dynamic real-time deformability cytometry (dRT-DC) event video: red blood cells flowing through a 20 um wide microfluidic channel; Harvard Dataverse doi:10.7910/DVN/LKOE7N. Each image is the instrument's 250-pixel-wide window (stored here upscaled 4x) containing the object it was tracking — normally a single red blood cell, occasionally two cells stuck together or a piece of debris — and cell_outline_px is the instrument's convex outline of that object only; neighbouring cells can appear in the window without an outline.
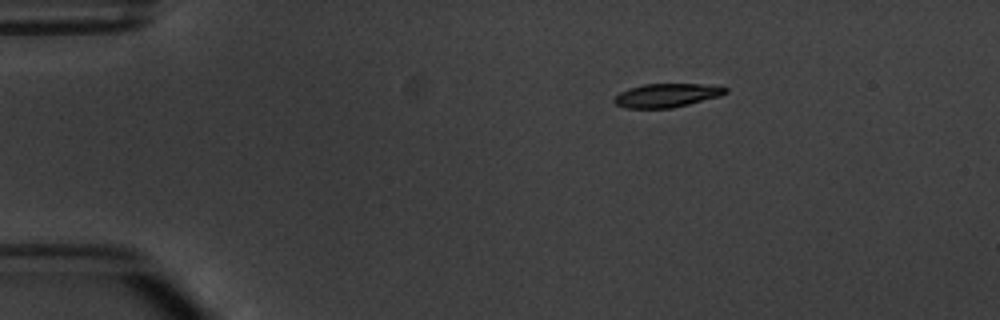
{"species": "common noctule bat (a hibernating species)", "species_latin": "Nyctalus noctula", "temperature_condition": "warm", "stored_images_in_passage": 5, "camera_frame_rate_fps": 3000, "um_per_image_px": 0.085, "animal": {"sex": "male", "body_mass_g": 20.1, "forearm_length_mm": 53.5}, "frame": {"image": 1, "passage_image": 5, "time_ms": 5.667, "image_size_px": [1000, 320], "cell_outline_px": [[728, 92], [720, 96], [672, 108], [624, 108], [616, 104], [612, 100], [620, 92], [628, 88], [644, 84], [700, 84], [728, 88]], "centroid_in_image_um": [56.64, 8.11], "position_along_channel_um": 28.4, "area_um2": 15.26}}